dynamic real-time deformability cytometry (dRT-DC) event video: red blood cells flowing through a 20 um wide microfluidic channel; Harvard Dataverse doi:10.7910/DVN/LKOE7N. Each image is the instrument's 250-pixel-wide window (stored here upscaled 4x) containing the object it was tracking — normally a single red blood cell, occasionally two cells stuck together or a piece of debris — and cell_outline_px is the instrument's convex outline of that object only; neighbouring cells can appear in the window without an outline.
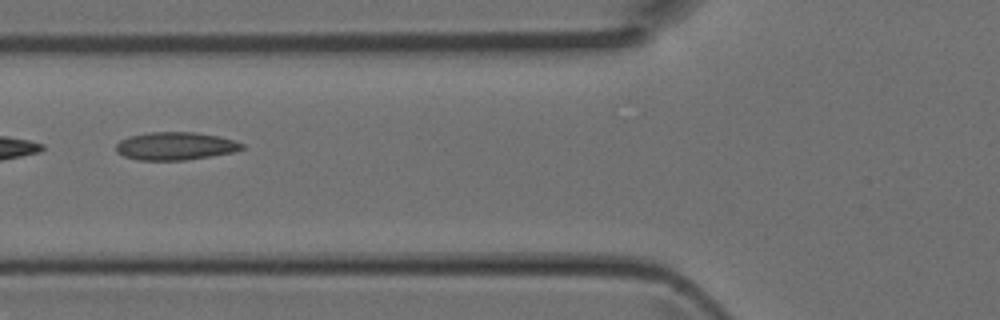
{"species": "Egyptian fruit bat (a non-hibernating species)", "species_latin": "Rousettus aegyptiacus", "temperature_condition": "room temperature", "stored_images_in_passage": 3, "camera_frame_rate_fps": 3000, "um_per_image_px": 0.085, "animal": {"sex": "female"}, "frame": {"image": 1, "passage_image": 3, "time_ms": 0.667, "image_size_px": [1000, 320], "cell_outline_px": [[244, 148], [232, 152], [184, 160], [136, 160], [124, 156], [116, 152], [116, 144], [120, 140], [128, 136], [148, 132], [196, 132], [220, 136], [236, 140], [244, 144]], "centroid_in_image_um": [14.89, 12.4], "position_along_channel_um": 110.9, "area_um2": 20.58}}